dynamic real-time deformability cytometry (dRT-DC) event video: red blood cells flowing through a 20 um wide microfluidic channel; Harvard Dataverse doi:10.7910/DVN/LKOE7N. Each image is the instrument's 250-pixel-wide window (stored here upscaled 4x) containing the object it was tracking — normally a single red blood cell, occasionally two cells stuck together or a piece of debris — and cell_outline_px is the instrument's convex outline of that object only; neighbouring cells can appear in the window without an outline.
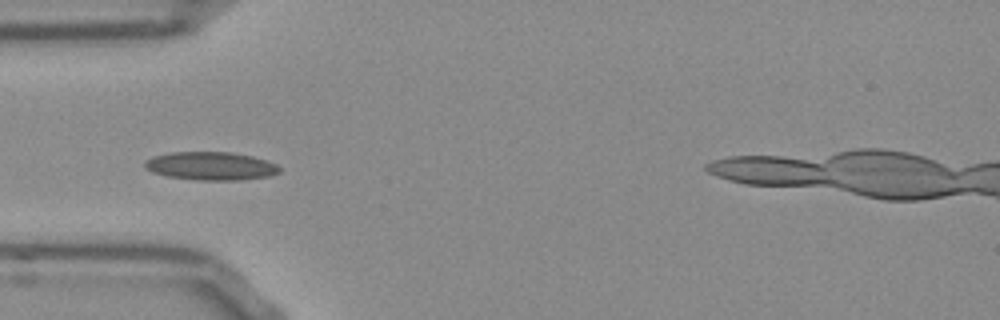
{"species": "Egyptian fruit bat (a non-hibernating species)", "species_latin": "Rousettus aegyptiacus", "temperature_condition": "room temperature", "stored_images_in_passage": 45, "camera_frame_rate_fps": 3000, "um_per_image_px": 0.085, "frame": {"image": 1, "passage_image": 7, "time_ms": 2.0, "image_size_px": [1000, 320], "cell_outline_px": [[280, 172], [268, 176], [240, 180], [196, 180], [168, 176], [152, 172], [144, 168], [144, 160], [152, 156], [172, 152], [228, 152], [252, 156], [276, 164], [280, 168]], "centroid_in_image_um": [17.87, 14.11], "position_along_channel_um": 67.1, "area_um2": 22.14}, "authors_computed_cell_mechanics": {"area_um2": 19.9988, "velocity_mm_per_s": 3.7875, "shape_relaxation_time_tau1_ms": 3.0326, "shape_relaxation_time_tau2_ms": 4.8597, "deformation_change_tau1": 0.0898, "deformation_change_tau2": 0.102}}